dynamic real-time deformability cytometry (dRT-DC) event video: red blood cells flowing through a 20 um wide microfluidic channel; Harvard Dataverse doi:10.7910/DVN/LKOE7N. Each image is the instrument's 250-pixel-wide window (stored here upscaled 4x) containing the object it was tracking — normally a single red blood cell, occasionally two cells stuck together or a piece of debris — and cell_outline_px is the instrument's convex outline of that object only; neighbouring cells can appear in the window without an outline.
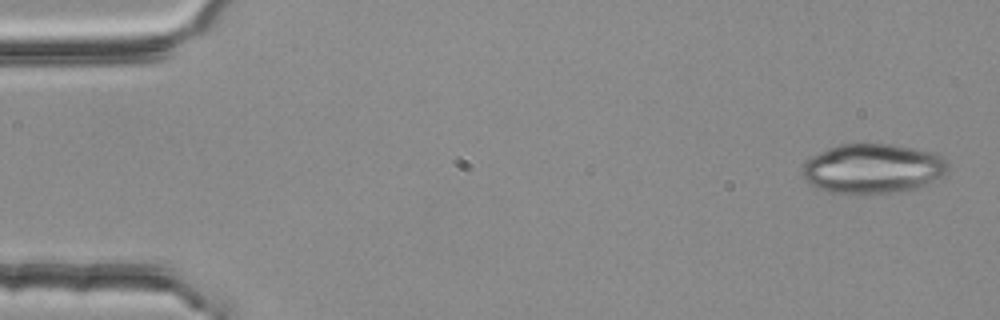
{"species": "common noctule bat (a hibernating species)", "species_latin": "Nyctalus noctula", "temperature_condition": "room temperature", "stored_images_in_passage": 2, "camera_frame_rate_fps": 3000, "um_per_image_px": 0.085, "animal": {"sex": "female", "body_mass_g": 25.1}, "frame": {"image": 1, "passage_image": 2, "time_ms": 0.333, "image_size_px": [1000, 320], "cell_outline_px": [[948, 172], [916, 188], [896, 192], [828, 192], [816, 188], [804, 180], [804, 164], [812, 156], [820, 152], [840, 144], [892, 144], [936, 152], [948, 164]], "centroid_in_image_um": [74.19, 14.31], "position_along_channel_um": 10.8, "area_um2": 41.44}}